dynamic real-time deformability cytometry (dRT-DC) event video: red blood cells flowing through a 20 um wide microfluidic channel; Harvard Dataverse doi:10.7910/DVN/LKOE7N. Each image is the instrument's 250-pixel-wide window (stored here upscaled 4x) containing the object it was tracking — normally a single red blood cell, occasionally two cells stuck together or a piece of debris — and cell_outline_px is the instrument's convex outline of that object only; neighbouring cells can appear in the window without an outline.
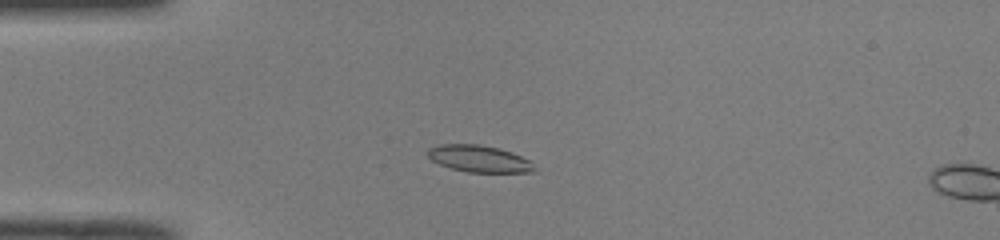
{"species": "common noctule bat (a hibernating species)", "species_latin": "Nyctalus noctula", "temperature_condition": "room temperature", "stored_images_in_passage": 12, "camera_frame_rate_fps": 3000, "um_per_image_px": 0.085, "animal": {"sex": "male", "body_mass_g": 19.0, "forearm_length_mm": 50.8}, "frame": {"image": 1, "passage_image": 9, "time_ms": 2.667, "image_size_px": [1000, 240], "cell_outline_px": [[536, 172], [468, 172], [452, 168], [440, 164], [432, 160], [428, 156], [428, 148], [440, 144], [480, 144], [500, 148], [512, 152], [532, 160]], "centroid_in_image_um": [40.77, 13.48], "position_along_channel_um": 44.2, "area_um2": 16.76}}